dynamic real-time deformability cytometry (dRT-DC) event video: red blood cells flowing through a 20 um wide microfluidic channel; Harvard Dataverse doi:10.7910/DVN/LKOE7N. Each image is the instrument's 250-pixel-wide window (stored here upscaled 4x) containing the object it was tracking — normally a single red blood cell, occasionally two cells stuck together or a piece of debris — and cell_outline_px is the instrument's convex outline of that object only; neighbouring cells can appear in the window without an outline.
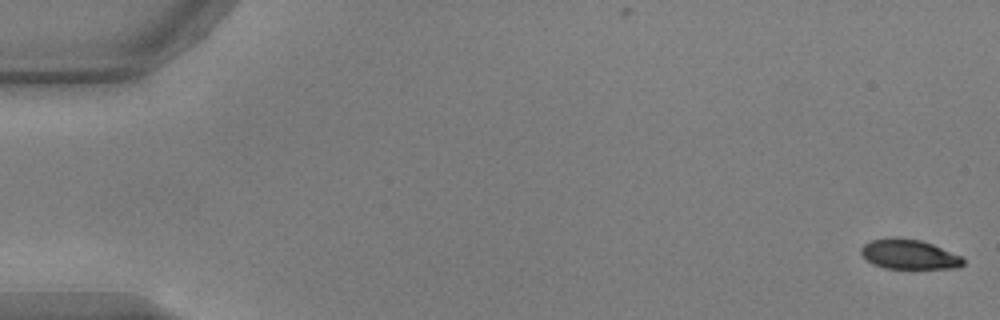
{"species": "common noctule bat (a hibernating species)", "species_latin": "Nyctalus noctula", "temperature_condition": "warm", "stored_images_in_passage": 54, "camera_frame_rate_fps": 3000, "um_per_image_px": 0.085, "animal": {"sex": "male", "body_mass_g": 17.9, "forearm_length_mm": 54.2}, "frame": {"image": 1, "passage_image": 1, "time_ms": 0.0, "image_size_px": [1000, 320], "cell_outline_px": [[964, 264], [960, 268], [884, 268], [872, 264], [860, 256], [860, 248], [864, 244], [872, 240], [892, 236], [896, 236], [920, 240], [932, 244], [960, 256], [964, 260]], "centroid_in_image_um": [77.21, 21.61], "position_along_channel_um": 7.8, "area_um2": 17.86}}
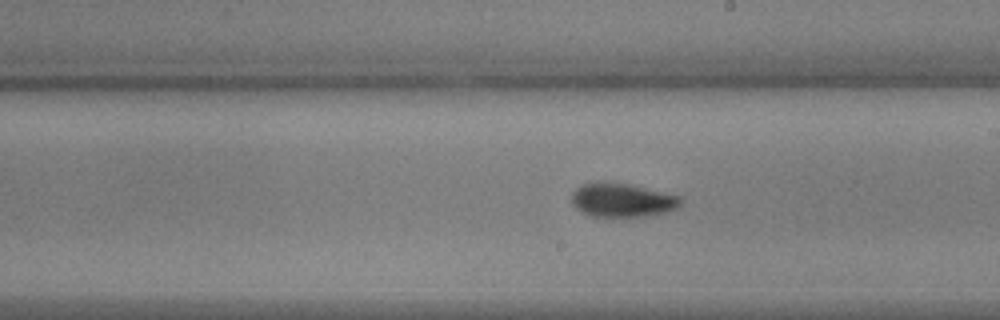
{"frame": {"image": 2, "passage_image": 31, "time_ms": 10.0, "image_size_px": [1000, 320], "cell_outline_px": [[684, 200], [680, 208], [672, 212], [644, 216], [612, 220], [592, 216], [580, 212], [572, 204], [572, 192], [580, 184], [596, 180], [600, 180], [632, 184], [684, 196]], "centroid_in_image_um": [52.94, 17.03], "position_along_channel_um": 236.1, "area_um2": 23.24}}
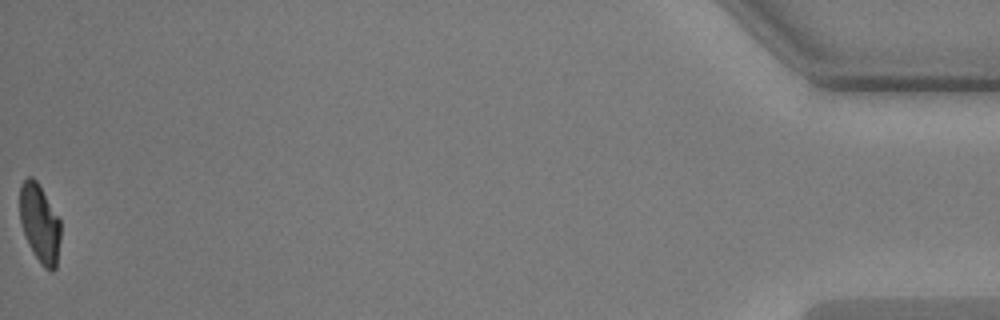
{"frame": {"image": 3, "passage_image": 54, "time_ms": 17.667, "image_size_px": [1000, 320], "cell_outline_px": [[60, 240], [56, 268], [52, 272], [48, 272], [40, 264], [20, 224], [20, 184], [28, 176], [32, 176], [36, 180], [60, 220]], "centroid_in_image_um": [3.38, 19.0], "position_along_channel_um": 431.8, "area_um2": 18.44}, "authors_computed_cell_mechanics": {"area_um2": 20.4901, "velocity_mm_per_s": 3.7826, "shape_relaxation_time_tau1_ms": 3.2272, "shape_relaxation_time_tau2_ms": 2.8663, "deformation_change_tau1": 0.1397, "deformation_change_tau2": 0.0635}}